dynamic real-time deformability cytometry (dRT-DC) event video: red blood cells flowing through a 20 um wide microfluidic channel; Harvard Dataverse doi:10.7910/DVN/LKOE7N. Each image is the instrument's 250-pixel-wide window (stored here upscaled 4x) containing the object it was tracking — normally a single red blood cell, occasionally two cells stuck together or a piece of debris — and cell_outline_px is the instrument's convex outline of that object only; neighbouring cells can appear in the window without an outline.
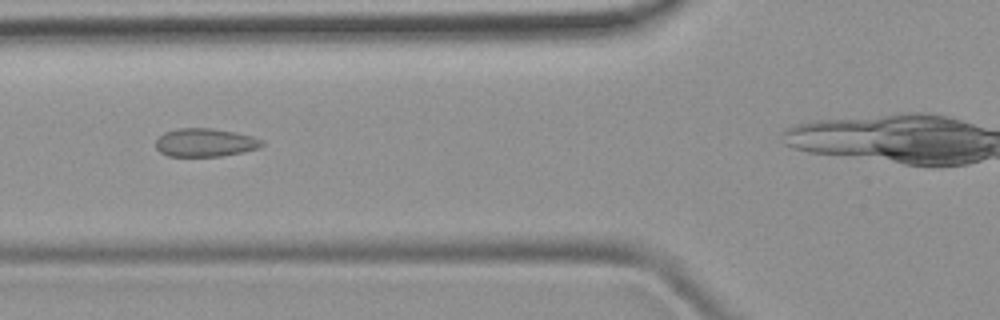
{"species": "common noctule bat (a hibernating species)", "species_latin": "Nyctalus noctula", "temperature_condition": "room temperature", "stored_images_in_passage": 6, "camera_frame_rate_fps": 3000, "um_per_image_px": 0.085, "animal": {"sex": "female", "body_mass_g": 19.9}, "frame": {"image": 1, "passage_image": 4, "time_ms": 3.333, "image_size_px": [1000, 320], "cell_outline_px": [[264, 144], [260, 148], [244, 152], [220, 156], [168, 156], [160, 152], [156, 148], [156, 140], [164, 132], [176, 128], [212, 128], [236, 132], [252, 136], [264, 140]], "centroid_in_image_um": [17.46, 12.11], "position_along_channel_um": 108.3, "area_um2": 17.69}}
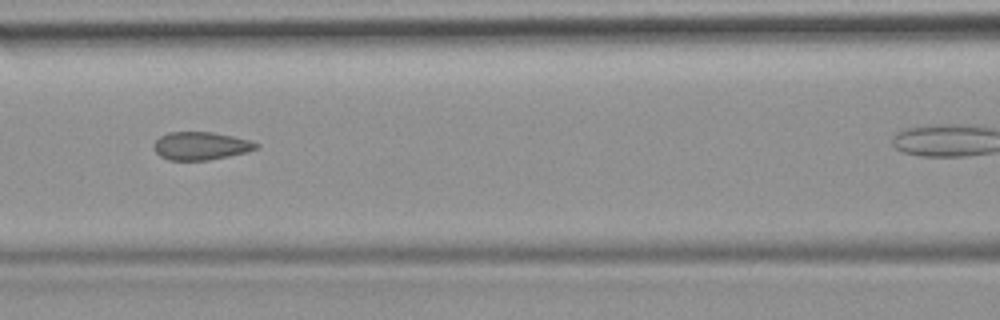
{"frame": {"image": 2, "passage_image": 5, "time_ms": 4.333, "image_size_px": [1000, 320], "cell_outline_px": [[260, 144], [256, 148], [248, 152], [208, 160], [168, 160], [160, 156], [152, 148], [152, 144], [160, 136], [168, 132], [212, 132], [252, 140]], "centroid_in_image_um": [17.05, 12.4], "position_along_channel_um": 149.5, "area_um2": 16.82}}